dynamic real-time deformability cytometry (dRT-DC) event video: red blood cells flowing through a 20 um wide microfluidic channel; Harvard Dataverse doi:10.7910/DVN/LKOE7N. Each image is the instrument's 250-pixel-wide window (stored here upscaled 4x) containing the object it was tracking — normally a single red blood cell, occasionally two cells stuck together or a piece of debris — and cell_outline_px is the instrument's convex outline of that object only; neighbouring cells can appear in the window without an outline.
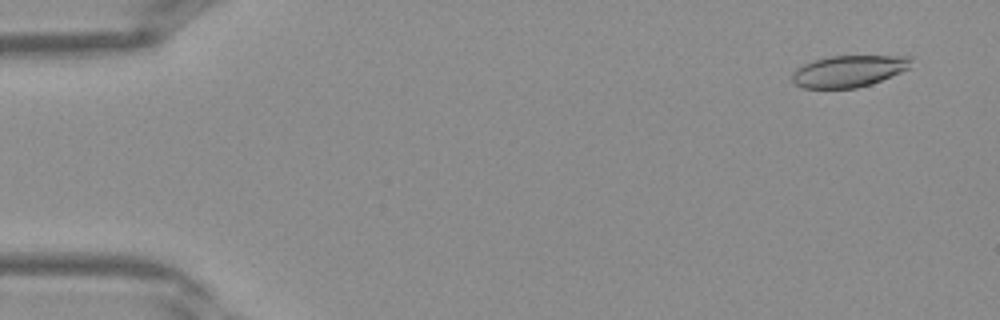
{"species": "Egyptian fruit bat (a non-hibernating species)", "species_latin": "Rousettus aegyptiacus", "temperature_condition": "warm", "stored_images_in_passage": 41, "camera_frame_rate_fps": 3000, "um_per_image_px": 0.085, "frame": {"image": 1, "passage_image": 3, "time_ms": 0.667, "image_size_px": [1000, 320], "cell_outline_px": [[912, 60], [908, 68], [900, 72], [872, 84], [856, 88], [804, 88], [796, 84], [792, 80], [792, 72], [796, 68], [812, 60], [824, 56], [912, 56]], "centroid_in_image_um": [72.11, 6.04], "position_along_channel_um": 12.9, "area_um2": 21.96}}
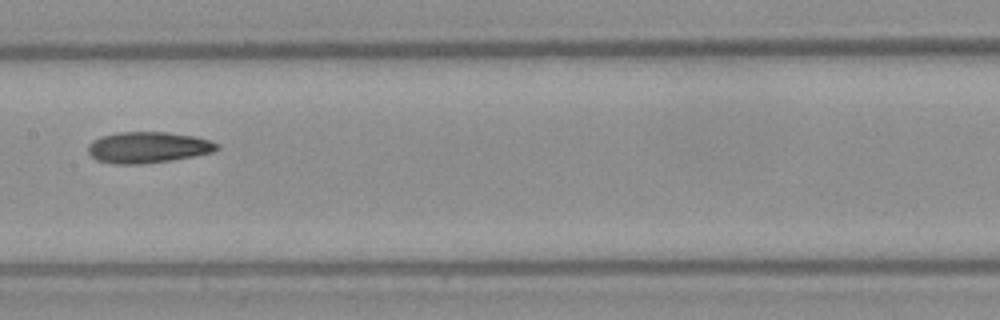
{"frame": {"image": 2, "passage_image": 21, "time_ms": 6.667, "image_size_px": [1000, 320], "cell_outline_px": [[220, 148], [212, 152], [172, 160], [140, 164], [112, 164], [96, 160], [88, 152], [88, 144], [100, 136], [120, 132], [164, 132], [196, 136], [212, 140], [220, 144]], "centroid_in_image_um": [12.59, 12.52], "position_along_channel_um": 194.8, "area_um2": 23.52}}
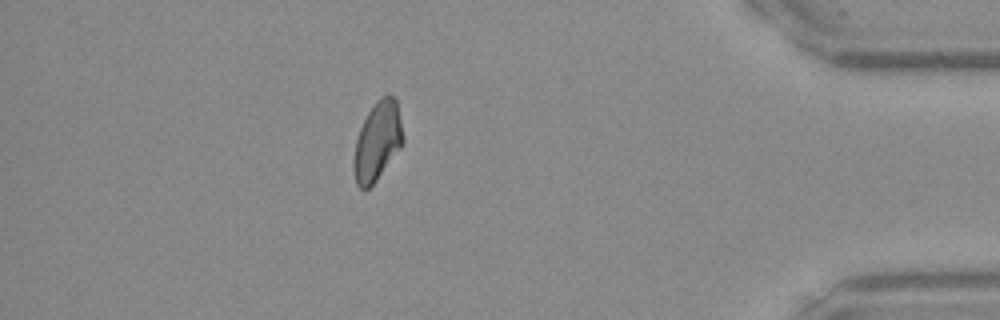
{"frame": {"image": 3, "passage_image": 36, "time_ms": 11.667, "image_size_px": [1000, 320], "cell_outline_px": [[404, 144], [376, 180], [368, 188], [360, 188], [356, 184], [352, 168], [352, 164], [356, 140], [360, 128], [368, 112], [376, 100], [380, 96], [388, 92], [396, 100], [404, 140]], "centroid_in_image_um": [32.07, 11.99], "position_along_channel_um": 403.1, "area_um2": 22.66}}